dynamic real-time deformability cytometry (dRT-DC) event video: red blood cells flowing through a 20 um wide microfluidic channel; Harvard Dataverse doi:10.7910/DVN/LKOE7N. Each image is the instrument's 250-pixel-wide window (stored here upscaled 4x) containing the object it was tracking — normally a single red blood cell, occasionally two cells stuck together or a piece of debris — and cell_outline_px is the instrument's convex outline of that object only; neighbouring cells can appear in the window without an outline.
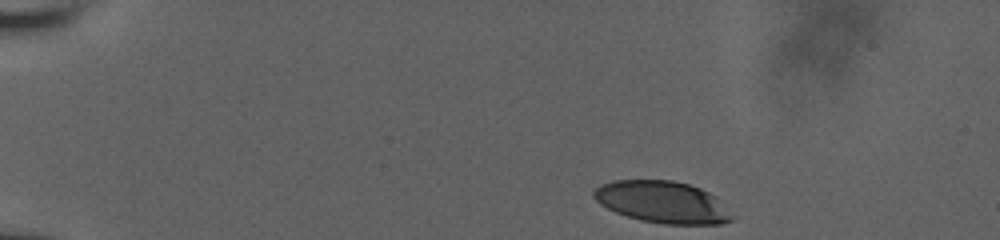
{"species": "human", "species_latin": "Homo sapiens", "temperature_condition": "room temperature", "stored_images_in_passage": 7, "camera_frame_rate_fps": 3000, "um_per_image_px": 0.085, "donor": {"sex": "male"}, "frame": {"image": 1, "passage_image": 1, "time_ms": 0.0, "image_size_px": [1000, 240], "cell_outline_px": [[736, 216], [732, 220], [720, 224], [664, 224], [640, 220], [616, 212], [600, 204], [592, 196], [592, 192], [600, 184], [612, 180], [672, 180], [688, 184], [700, 188], [716, 196]], "centroid_in_image_um": [56.33, 17.17], "position_along_channel_um": 28.7, "area_um2": 33.93}}